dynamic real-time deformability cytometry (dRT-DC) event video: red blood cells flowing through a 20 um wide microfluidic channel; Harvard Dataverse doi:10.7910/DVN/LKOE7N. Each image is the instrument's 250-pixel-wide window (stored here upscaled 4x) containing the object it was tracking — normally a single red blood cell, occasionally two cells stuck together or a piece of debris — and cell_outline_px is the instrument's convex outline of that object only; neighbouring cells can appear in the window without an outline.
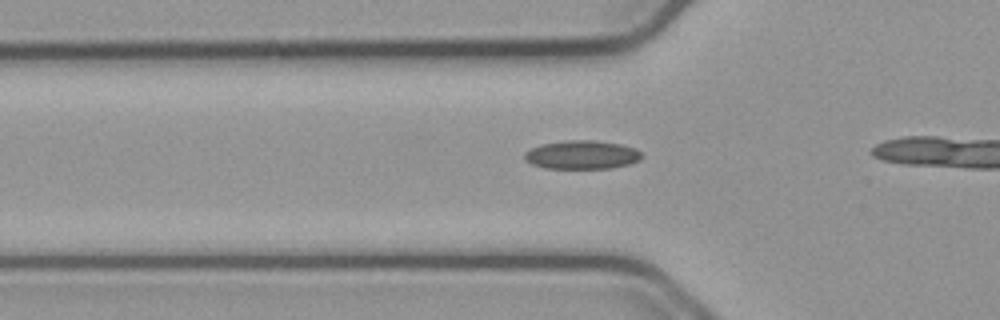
{"species": "common noctule bat (a hibernating species)", "species_latin": "Nyctalus noctula", "temperature_condition": "cold", "stored_images_in_passage": 19, "camera_frame_rate_fps": 3000, "um_per_image_px": 0.085, "animal": {"sex": "male", "body_mass_g": 23.1, "forearm_length_mm": 52.7}, "frame": {"image": 1, "passage_image": 14, "time_ms": 4.333, "image_size_px": [1000, 320], "cell_outline_px": [[644, 156], [640, 160], [628, 164], [612, 168], [544, 168], [532, 164], [524, 160], [524, 152], [540, 144], [568, 140], [592, 140], [620, 144], [636, 148]], "centroid_in_image_um": [49.46, 13.16], "position_along_channel_um": 76.3, "area_um2": 19.59}}
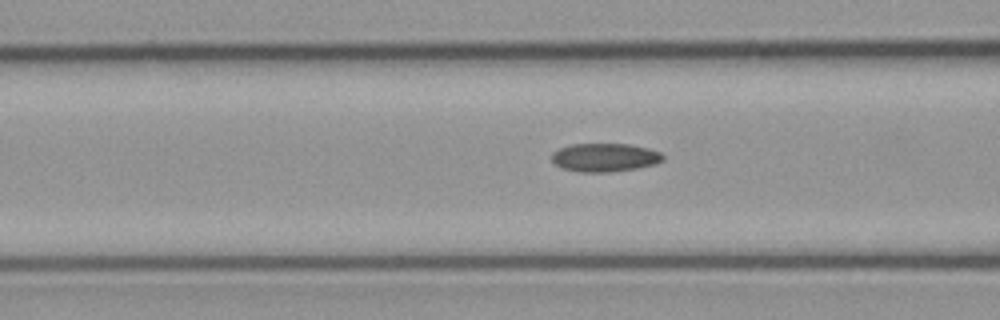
{"frame": {"image": 2, "passage_image": 17, "time_ms": 5.333, "image_size_px": [1000, 320], "cell_outline_px": [[664, 160], [656, 164], [636, 168], [612, 172], [580, 172], [560, 168], [552, 160], [552, 152], [560, 148], [572, 144], [628, 144], [648, 148], [660, 152], [664, 156]], "centroid_in_image_um": [51.41, 13.39], "position_along_channel_um": 115.2, "area_um2": 18.5}}